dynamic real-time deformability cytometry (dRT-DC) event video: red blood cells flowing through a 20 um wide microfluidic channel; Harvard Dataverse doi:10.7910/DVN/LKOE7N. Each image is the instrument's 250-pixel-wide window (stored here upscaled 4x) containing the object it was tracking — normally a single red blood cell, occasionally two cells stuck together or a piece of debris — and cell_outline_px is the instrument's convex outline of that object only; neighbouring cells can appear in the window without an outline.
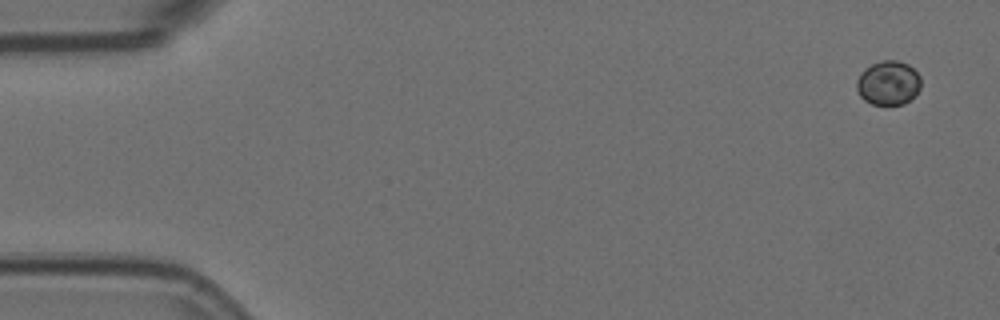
{"species": "Egyptian fruit bat (a non-hibernating species)", "species_latin": "Rousettus aegyptiacus", "temperature_condition": "room temperature", "stored_images_in_passage": 5, "camera_frame_rate_fps": 3000, "um_per_image_px": 0.085, "animal": {"sex": "female"}, "frame": {"image": 1, "passage_image": 1, "time_ms": 0.0, "image_size_px": [1000, 320], "cell_outline_px": [[920, 88], [904, 104], [872, 104], [864, 100], [860, 96], [856, 88], [856, 80], [860, 72], [864, 68], [872, 64], [884, 60], [896, 60], [908, 64], [920, 76]], "centroid_in_image_um": [75.47, 7.04], "position_along_channel_um": 9.5, "area_um2": 16.47}}
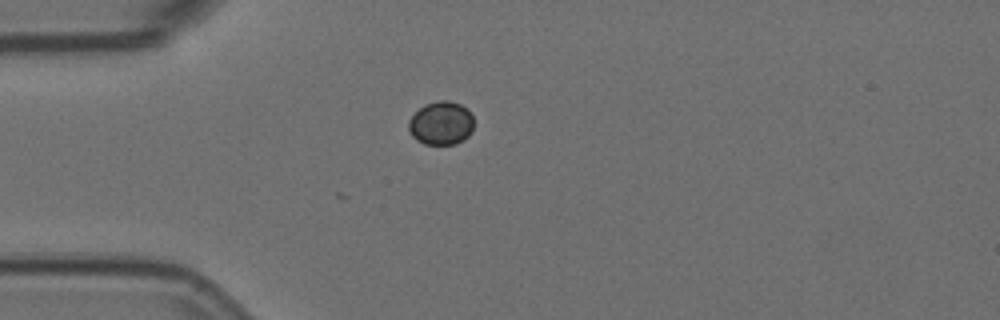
{"frame": {"image": 2, "passage_image": 5, "time_ms": 1.333, "image_size_px": [1000, 320], "cell_outline_px": [[472, 132], [468, 136], [456, 144], [424, 144], [416, 140], [412, 136], [408, 128], [408, 120], [420, 108], [428, 104], [440, 100], [448, 100], [460, 104], [468, 108], [472, 116]], "centroid_in_image_um": [37.5, 10.48], "position_along_channel_um": 47.5, "area_um2": 16.47}}